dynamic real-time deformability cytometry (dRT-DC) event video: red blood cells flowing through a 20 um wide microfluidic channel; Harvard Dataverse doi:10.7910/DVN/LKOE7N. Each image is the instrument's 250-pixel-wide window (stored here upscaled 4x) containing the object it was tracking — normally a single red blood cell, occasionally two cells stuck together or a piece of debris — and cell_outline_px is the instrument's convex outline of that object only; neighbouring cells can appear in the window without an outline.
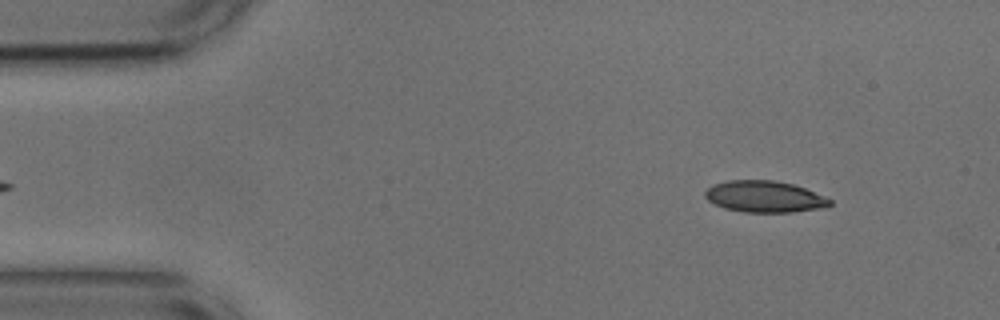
{"species": "common noctule bat (a hibernating species)", "species_latin": "Nyctalus noctula", "temperature_condition": "cold", "stored_images_in_passage": 11, "camera_frame_rate_fps": 3000, "um_per_image_px": 0.085, "animal": {"sex": "male", "body_mass_g": 17.9, "forearm_length_mm": 54.2}, "frame": {"image": 1, "passage_image": 3, "time_ms": 0.667, "image_size_px": [1000, 320], "cell_outline_px": [[832, 204], [816, 208], [792, 212], [744, 212], [724, 208], [708, 200], [704, 196], [704, 192], [712, 184], [728, 180], [776, 180], [792, 184], [804, 188], [832, 200]], "centroid_in_image_um": [64.92, 16.7], "position_along_channel_um": 20.1, "area_um2": 22.66}}